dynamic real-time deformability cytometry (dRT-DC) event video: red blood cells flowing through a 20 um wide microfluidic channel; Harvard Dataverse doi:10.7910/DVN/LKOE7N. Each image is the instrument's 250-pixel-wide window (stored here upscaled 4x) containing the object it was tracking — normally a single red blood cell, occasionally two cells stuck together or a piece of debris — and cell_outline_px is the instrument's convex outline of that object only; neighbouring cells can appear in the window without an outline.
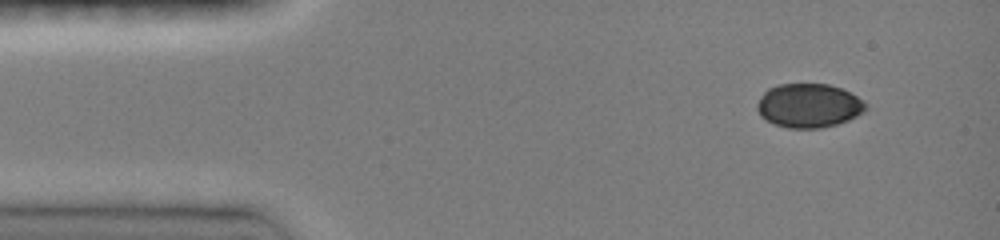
{"species": "common noctule bat (a hibernating species)", "species_latin": "Nyctalus noctula", "temperature_condition": "room temperature", "stored_images_in_passage": 47, "camera_frame_rate_fps": 3000, "um_per_image_px": 0.085, "animal": {"sex": "female", "body_mass_g": 19.0, "forearm_length_mm": 51.5}, "frame": {"image": 1, "passage_image": 1, "time_ms": 0.0, "image_size_px": [1000, 240], "cell_outline_px": [[868, 108], [864, 112], [848, 120], [836, 124], [820, 128], [788, 128], [776, 124], [760, 116], [756, 108], [756, 104], [760, 96], [768, 88], [776, 84], [828, 84], [840, 88], [856, 96], [868, 104]], "centroid_in_image_um": [68.73, 8.97], "position_along_channel_um": 16.3, "area_um2": 27.86}}
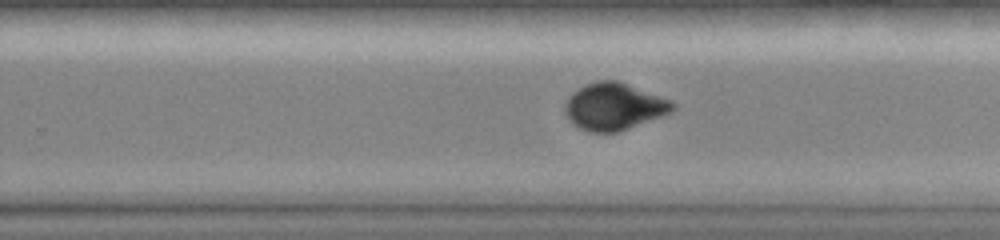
{"frame": {"image": 2, "passage_image": 30, "time_ms": 8.333, "image_size_px": [1000, 240], "cell_outline_px": [[676, 108], [672, 112], [664, 116], [616, 132], [588, 132], [572, 124], [568, 120], [564, 112], [564, 104], [568, 96], [572, 92], [584, 84], [596, 80], [620, 80], [672, 100], [676, 104]], "centroid_in_image_um": [52.19, 9.03], "position_along_channel_um": 277.6, "area_um2": 30.17}}
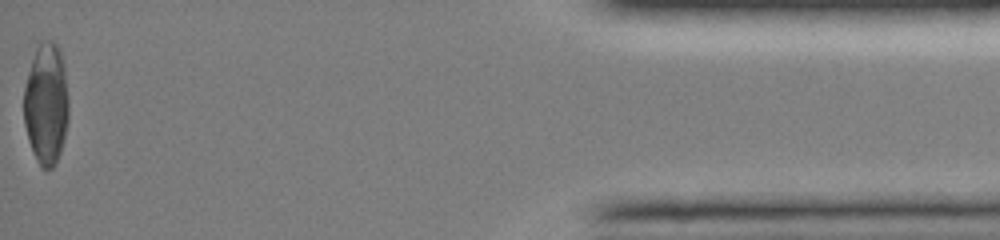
{"frame": {"image": 3, "passage_image": 47, "time_ms": 14.0, "image_size_px": [1000, 240], "cell_outline_px": [[68, 120], [60, 152], [56, 164], [52, 168], [40, 168], [36, 160], [28, 140], [24, 124], [24, 88], [28, 72], [36, 48], [40, 40], [52, 40], [60, 48], [64, 64], [68, 96]], "centroid_in_image_um": [3.93, 8.81], "position_along_channel_um": 431.3, "area_um2": 32.02}, "authors_computed_cell_mechanics": {"area_um2": 29.3624, "velocity_mm_per_s": 4.1112, "shape_relaxation_time_tau1_ms": 7.8003, "shape_relaxation_time_tau2_ms": 1.3335, "deformation_change_tau1": 0.1412, "deformation_change_tau2": 0.0397}}